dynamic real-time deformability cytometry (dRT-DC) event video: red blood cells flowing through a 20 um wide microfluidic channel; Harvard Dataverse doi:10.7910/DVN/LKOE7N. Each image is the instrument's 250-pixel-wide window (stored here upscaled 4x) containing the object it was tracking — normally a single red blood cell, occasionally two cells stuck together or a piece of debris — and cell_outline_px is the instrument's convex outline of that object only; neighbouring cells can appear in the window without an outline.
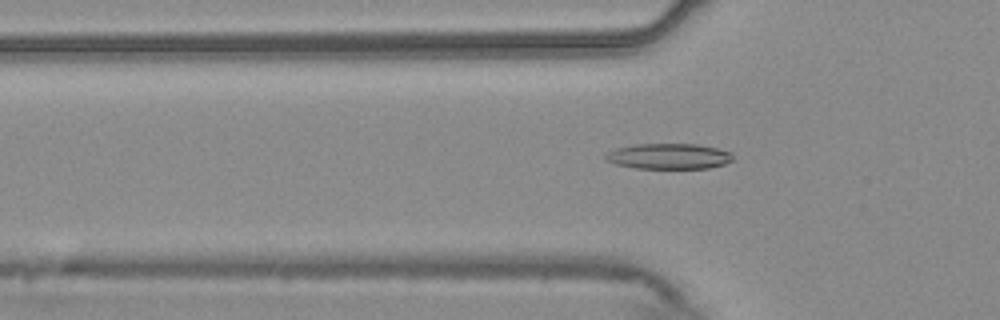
{"species": "common noctule bat (a hibernating species)", "species_latin": "Nyctalus noctula", "temperature_condition": "warm", "stored_images_in_passage": 53, "camera_frame_rate_fps": 3000, "um_per_image_px": 0.085, "animal": {"sex": "male", "body_mass_g": 20.4}, "frame": {"image": 1, "passage_image": 18, "time_ms": 5.667, "image_size_px": [1000, 320], "cell_outline_px": [[732, 160], [724, 164], [708, 168], [636, 168], [616, 164], [604, 160], [604, 156], [608, 152], [616, 148], [636, 144], [696, 144], [716, 148], [732, 152]], "centroid_in_image_um": [56.83, 13.28], "position_along_channel_um": 69.0, "area_um2": 18.9}}
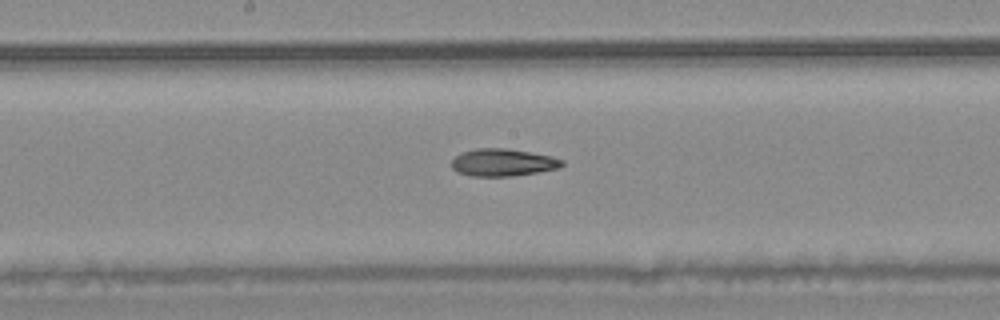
{"frame": {"image": 2, "passage_image": 29, "time_ms": 9.333, "image_size_px": [1000, 320], "cell_outline_px": [[564, 164], [560, 168], [512, 176], [468, 176], [456, 172], [452, 168], [452, 160], [460, 152], [476, 148], [508, 148], [552, 156], [564, 160]], "centroid_in_image_um": [42.73, 13.8], "position_along_channel_um": 205.5, "area_um2": 17.8}}
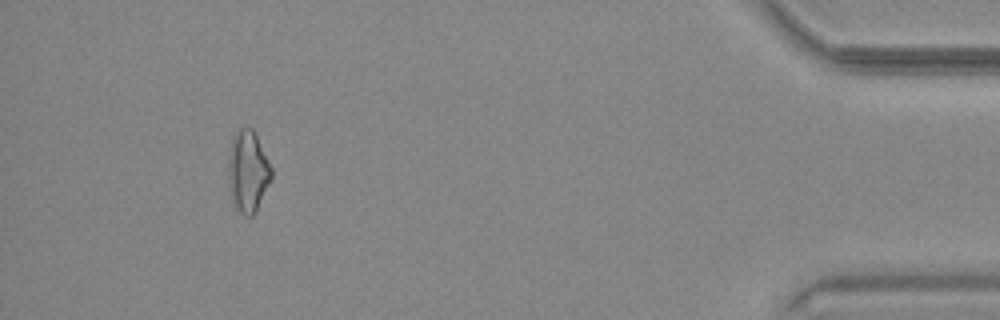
{"frame": {"image": 3, "passage_image": 51, "time_ms": 16.667, "image_size_px": [1000, 320], "cell_outline_px": [[272, 176], [256, 212], [252, 216], [244, 216], [232, 204], [228, 176], [228, 152], [232, 136], [240, 128], [252, 128], [272, 168]], "centroid_in_image_um": [21.04, 14.58], "position_along_channel_um": 414.2, "area_um2": 20.52}}